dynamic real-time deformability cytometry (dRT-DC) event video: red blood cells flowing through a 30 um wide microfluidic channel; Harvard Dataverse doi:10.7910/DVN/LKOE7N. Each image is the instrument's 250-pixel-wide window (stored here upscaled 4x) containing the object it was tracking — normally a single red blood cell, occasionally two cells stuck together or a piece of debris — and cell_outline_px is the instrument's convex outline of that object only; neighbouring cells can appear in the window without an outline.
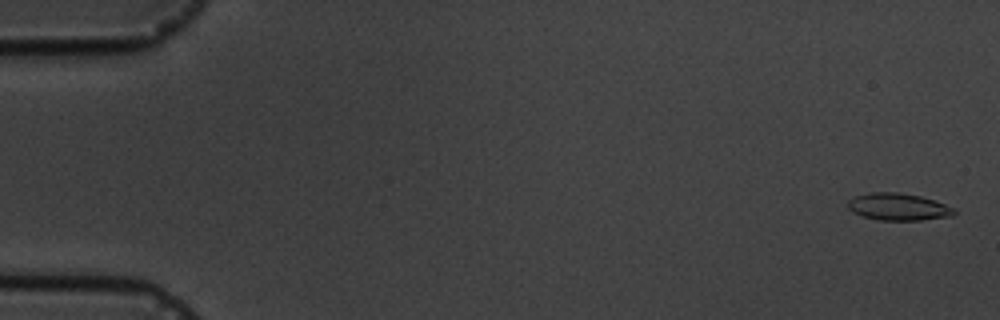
{"species": "common noctule bat (a hibernating species)", "species_latin": "Nyctalus noctula", "temperature_condition": "cold", "stored_images_in_passage": 4, "camera_frame_rate_fps": 3000, "um_per_image_px": 0.085, "animal": {"sex": "male", "body_mass_g": 19.5, "forearm_length_mm": 54.6}, "frame": {"image": 1, "passage_image": 1, "time_ms": 0.0, "image_size_px": [1000, 320], "cell_outline_px": [[956, 212], [952, 216], [920, 220], [880, 220], [864, 216], [852, 212], [848, 208], [848, 200], [856, 196], [868, 192], [896, 192], [920, 196], [956, 208]], "centroid_in_image_um": [76.35, 17.58], "position_along_channel_um": 8.7, "area_um2": 16.7}}